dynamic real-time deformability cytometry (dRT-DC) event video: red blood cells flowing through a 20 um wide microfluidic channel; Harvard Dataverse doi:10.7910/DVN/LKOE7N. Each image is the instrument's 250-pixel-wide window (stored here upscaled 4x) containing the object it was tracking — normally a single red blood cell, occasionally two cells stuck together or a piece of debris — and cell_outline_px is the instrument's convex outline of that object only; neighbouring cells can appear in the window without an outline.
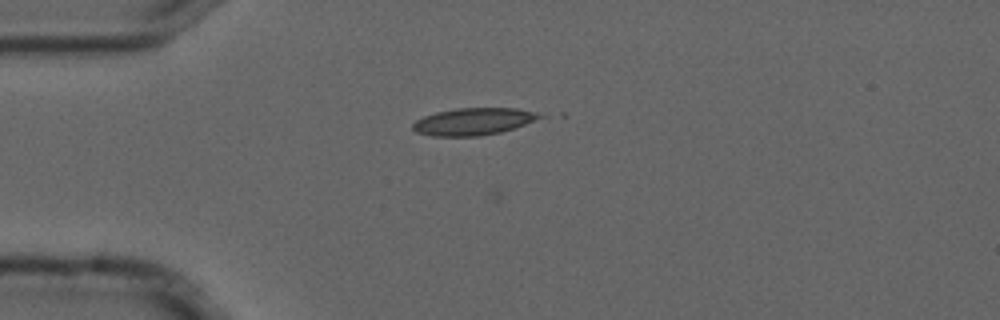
{"species": "common noctule bat (a hibernating species)", "species_latin": "Nyctalus noctula", "temperature_condition": "cold", "stored_images_in_passage": 7, "camera_frame_rate_fps": 3000, "um_per_image_px": 0.085, "animal": {"sex": "male", "forearm_length_mm": 52.5}, "frame": {"image": 1, "passage_image": 2, "time_ms": 0.333, "image_size_px": [1000, 320], "cell_outline_px": [[548, 116], [500, 132], [480, 136], [432, 136], [416, 132], [412, 128], [412, 124], [416, 120], [424, 116], [436, 112], [456, 108], [516, 108], [536, 112]], "centroid_in_image_um": [40.24, 10.32], "position_along_channel_um": 44.8, "area_um2": 20.06}}
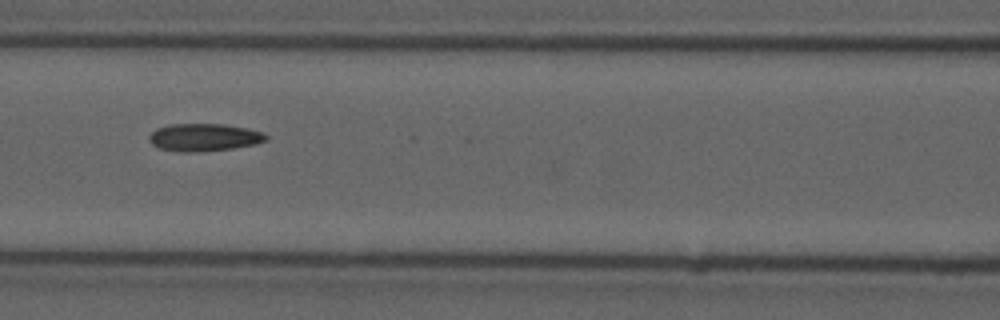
{"frame": {"image": 2, "passage_image": 5, "time_ms": 1.333, "image_size_px": [1000, 320], "cell_outline_px": [[268, 140], [256, 144], [232, 148], [196, 152], [180, 152], [160, 148], [152, 144], [148, 140], [148, 136], [156, 128], [172, 124], [224, 124], [248, 128], [264, 132], [268, 136]], "centroid_in_image_um": [17.36, 11.67], "position_along_channel_um": 149.2, "area_um2": 18.9}}
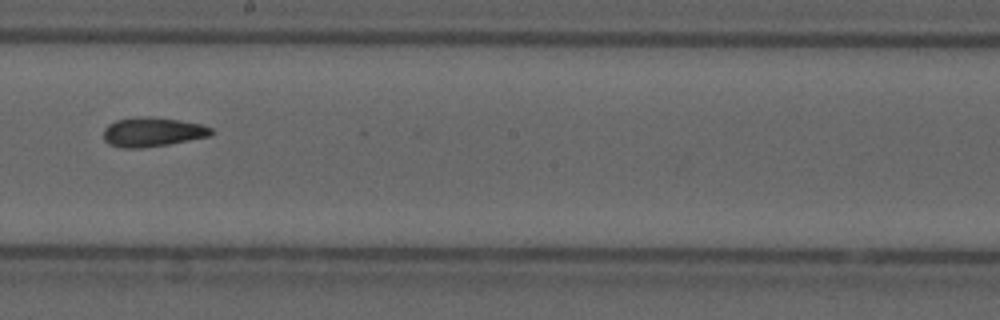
{"frame": {"image": 3, "passage_image": 7, "time_ms": 2.0, "image_size_px": [1000, 320], "cell_outline_px": [[216, 132], [208, 136], [168, 144], [144, 148], [120, 148], [108, 144], [104, 140], [104, 128], [108, 124], [116, 120], [140, 116], [148, 116], [180, 120], [200, 124], [212, 128]], "centroid_in_image_um": [12.93, 11.22], "position_along_channel_um": 235.3, "area_um2": 18.5}}